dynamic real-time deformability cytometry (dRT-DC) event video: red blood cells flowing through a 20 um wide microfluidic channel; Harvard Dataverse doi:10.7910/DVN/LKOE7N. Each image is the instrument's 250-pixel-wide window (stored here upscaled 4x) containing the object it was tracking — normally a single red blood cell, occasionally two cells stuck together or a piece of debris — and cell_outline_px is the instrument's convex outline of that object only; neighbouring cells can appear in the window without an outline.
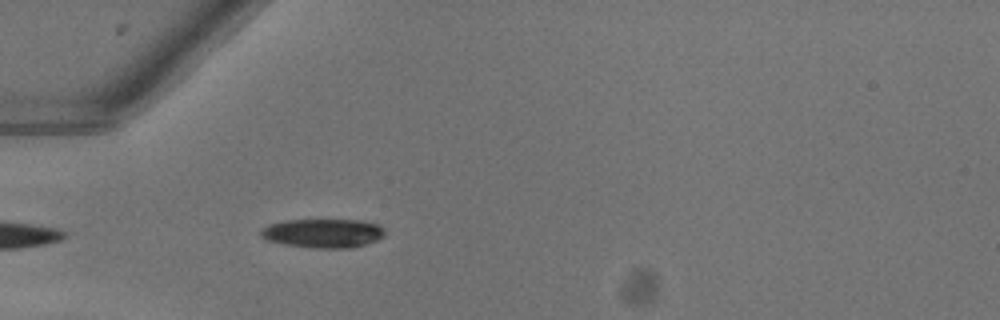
{"species": "common noctule bat (a hibernating species)", "species_latin": "Nyctalus noctula", "temperature_condition": "warm", "stored_images_in_passage": 34, "camera_frame_rate_fps": 3000, "um_per_image_px": 0.085, "animal": {"sex": "female"}, "frame": {"image": 1, "passage_image": 1, "time_ms": 0.0, "image_size_px": [1000, 320], "cell_outline_px": [[384, 236], [376, 240], [364, 244], [348, 248], [312, 248], [284, 244], [268, 240], [260, 236], [260, 228], [268, 224], [284, 220], [364, 220], [380, 224], [384, 228]], "centroid_in_image_um": [27.45, 19.81], "position_along_channel_um": 57.6, "area_um2": 21.1}, "authors_computed_cell_mechanics": {"area_um2": 21.9929, "velocity_mm_per_s": 4.0558, "shape_relaxation_time_tau1_ms": 2.5028, "shape_relaxation_time_tau2_ms": null, "deformation_change_tau1": 0.1489, "deformation_change_tau2": null}}